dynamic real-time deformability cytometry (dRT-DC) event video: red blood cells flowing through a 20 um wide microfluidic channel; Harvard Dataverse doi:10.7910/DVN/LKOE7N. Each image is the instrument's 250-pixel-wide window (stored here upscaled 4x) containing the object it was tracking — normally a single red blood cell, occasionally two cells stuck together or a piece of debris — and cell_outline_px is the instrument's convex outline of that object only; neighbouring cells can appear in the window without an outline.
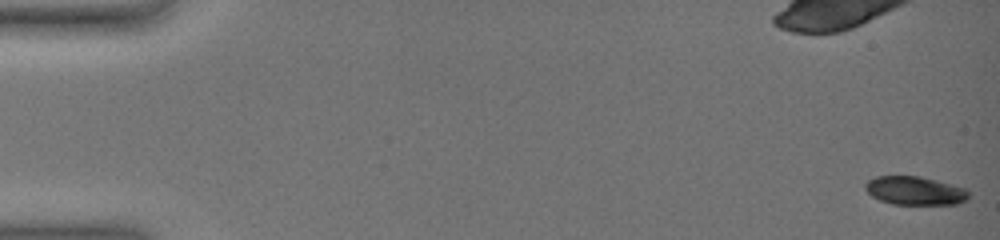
{"species": "common noctule bat (a hibernating species)", "species_latin": "Nyctalus noctula", "temperature_condition": "warm", "stored_images_in_passage": 54, "camera_frame_rate_fps": 3000, "um_per_image_px": 0.085, "animal": {"sex": "female", "body_mass_g": 19.0, "forearm_length_mm": 51.5}, "frame": {"image": 1, "passage_image": 1, "time_ms": 0.0, "image_size_px": [1000, 240], "cell_outline_px": [[968, 200], [956, 204], [892, 204], [880, 200], [872, 196], [864, 188], [864, 184], [868, 180], [876, 176], [920, 176], [936, 180], [964, 188], [968, 192]], "centroid_in_image_um": [77.74, 16.21], "position_along_channel_um": 7.3, "area_um2": 17.11}}
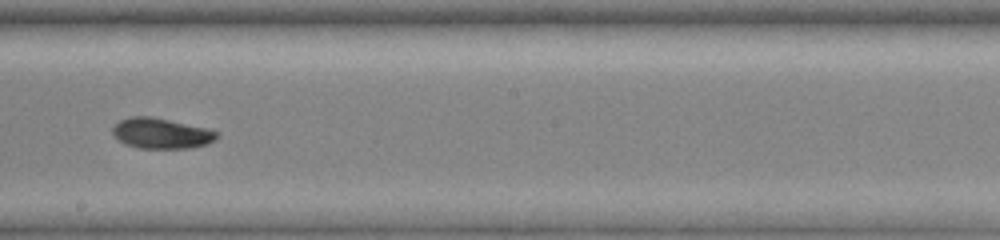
{"frame": {"image": 2, "passage_image": 34, "time_ms": 11.0, "image_size_px": [1000, 240], "cell_outline_px": [[220, 136], [216, 140], [208, 144], [192, 148], [140, 148], [124, 144], [116, 140], [112, 132], [112, 128], [120, 120], [132, 116], [152, 116], [208, 128], [220, 132]], "centroid_in_image_um": [13.74, 11.34], "position_along_channel_um": 234.5, "area_um2": 18.9}}
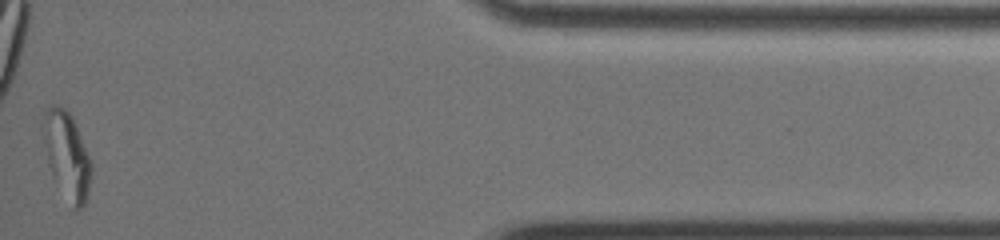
{"frame": {"image": 3, "passage_image": 54, "time_ms": 17.667, "image_size_px": [1000, 240], "cell_outline_px": [[92, 172], [88, 196], [84, 204], [76, 212], [52, 176], [48, 164], [44, 140], [44, 112], [52, 104], [56, 104], [64, 108], [72, 116], [92, 164]], "centroid_in_image_um": [5.71, 13.23], "position_along_channel_um": 429.5, "area_um2": 23.99}, "authors_computed_cell_mechanics": {"area_um2": 18.6983, "velocity_mm_per_s": 3.6491, "shape_relaxation_time_tau1_ms": 11.0467, "shape_relaxation_time_tau2_ms": 4.2781, "deformation_change_tau1": 0.2492, "deformation_change_tau2": 0.048}}